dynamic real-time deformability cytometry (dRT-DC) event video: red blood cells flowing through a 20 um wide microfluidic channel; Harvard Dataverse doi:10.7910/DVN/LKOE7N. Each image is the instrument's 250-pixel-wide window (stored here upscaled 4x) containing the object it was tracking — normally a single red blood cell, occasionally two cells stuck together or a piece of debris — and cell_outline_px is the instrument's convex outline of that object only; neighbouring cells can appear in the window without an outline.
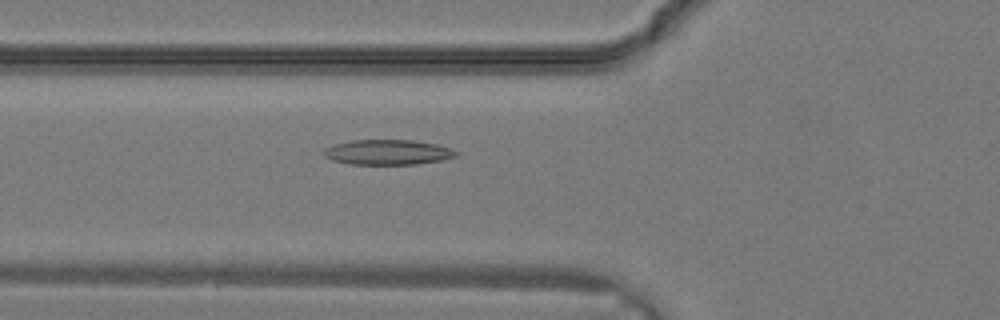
{"species": "common noctule bat (a hibernating species)", "species_latin": "Nyctalus noctula", "temperature_condition": "warm", "stored_images_in_passage": 10, "camera_frame_rate_fps": 3000, "um_per_image_px": 0.085, "animal": {"sex": "male", "body_mass_g": 19.2, "forearm_length_mm": 51.8}, "frame": {"image": 1, "passage_image": 4, "time_ms": 1.0, "image_size_px": [1000, 320], "cell_outline_px": [[460, 152], [456, 156], [440, 160], [416, 164], [348, 164], [332, 160], [324, 156], [320, 152], [324, 148], [336, 144], [352, 140], [412, 140], [436, 144]], "centroid_in_image_um": [32.91, 12.94], "position_along_channel_um": 92.9, "area_um2": 19.31}}
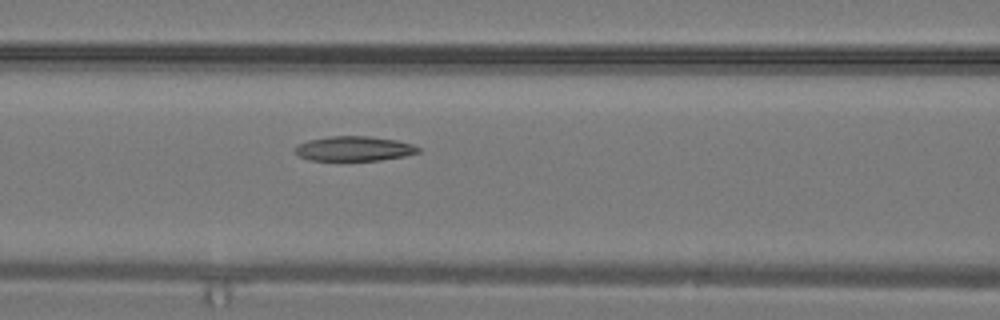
{"frame": {"image": 2, "passage_image": 6, "time_ms": 1.667, "image_size_px": [1000, 320], "cell_outline_px": [[420, 152], [404, 156], [380, 160], [308, 160], [300, 156], [292, 148], [296, 144], [308, 140], [328, 136], [368, 136], [396, 140], [412, 144], [420, 148]], "centroid_in_image_um": [30.06, 12.63], "position_along_channel_um": 136.5, "area_um2": 17.8}}
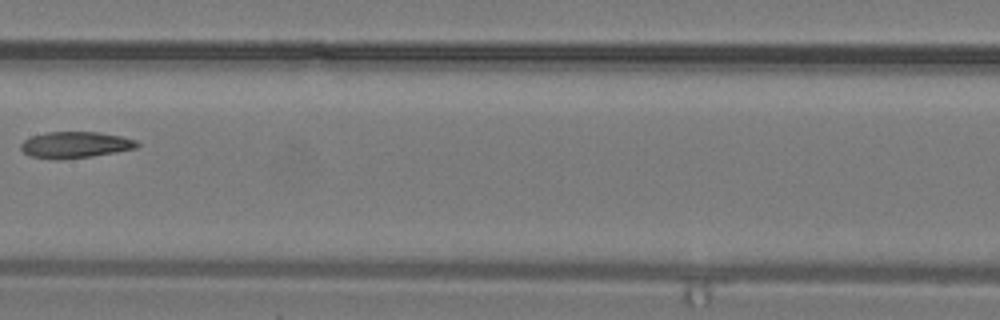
{"frame": {"image": 3, "passage_image": 9, "time_ms": 2.667, "image_size_px": [1000, 320], "cell_outline_px": [[140, 144], [136, 148], [116, 152], [92, 156], [60, 160], [28, 156], [20, 148], [20, 144], [24, 140], [32, 136], [48, 132], [96, 132], [120, 136], [136, 140]], "centroid_in_image_um": [6.37, 12.32], "position_along_channel_um": 201.0, "area_um2": 17.8}}